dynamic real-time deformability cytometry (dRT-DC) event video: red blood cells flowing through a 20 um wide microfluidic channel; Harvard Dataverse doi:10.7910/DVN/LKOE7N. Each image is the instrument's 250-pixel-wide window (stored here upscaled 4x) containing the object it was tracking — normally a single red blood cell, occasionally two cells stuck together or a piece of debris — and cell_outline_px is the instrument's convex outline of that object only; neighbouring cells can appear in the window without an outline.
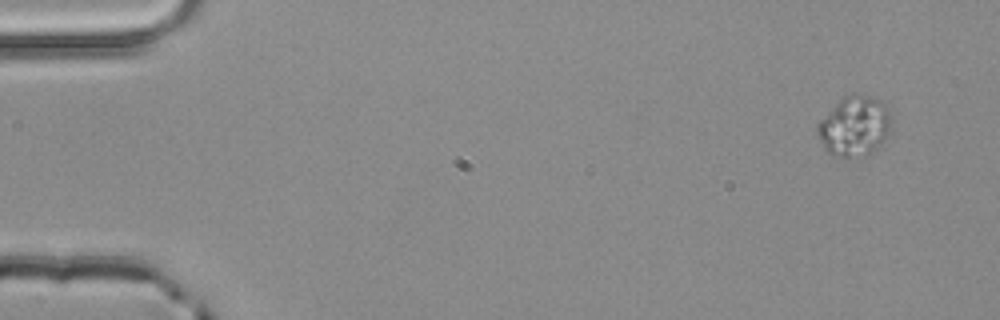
{"species": "common noctule bat (a hibernating species)", "species_latin": "Nyctalus noctula", "temperature_condition": "room temperature", "stored_images_in_passage": 4, "segment_of_instrument_passage": [1, 2], "camera_frame_rate_fps": 3000, "um_per_image_px": 0.085, "animal": {"sex": "male", "body_mass_g": 20.4}, "frame": {"image": 1, "passage_image": 1, "time_ms": 0.0, "image_size_px": [1000, 320], "cell_outline_px": [[888, 132], [884, 140], [864, 156], [848, 160], [832, 156], [824, 148], [816, 132], [816, 124], [844, 96], [852, 92], [856, 92], [872, 96], [880, 100], [888, 108]], "centroid_in_image_um": [72.57, 10.73], "position_along_channel_um": 12.4, "area_um2": 25.84}}